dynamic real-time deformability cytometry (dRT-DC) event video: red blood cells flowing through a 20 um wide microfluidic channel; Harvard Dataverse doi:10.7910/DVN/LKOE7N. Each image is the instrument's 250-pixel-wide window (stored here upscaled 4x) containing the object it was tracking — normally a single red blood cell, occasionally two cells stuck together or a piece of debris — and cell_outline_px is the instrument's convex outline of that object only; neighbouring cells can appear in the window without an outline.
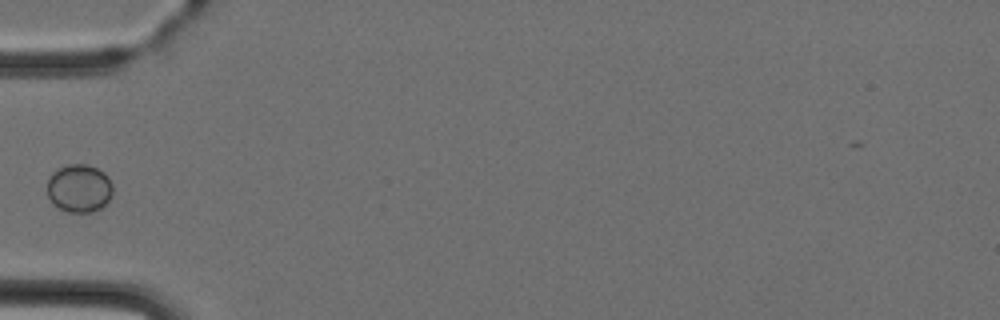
{"species": "Egyptian fruit bat (a non-hibernating species)", "species_latin": "Rousettus aegyptiacus", "temperature_condition": "cold", "stored_images_in_passage": 5, "camera_frame_rate_fps": 3000, "um_per_image_px": 0.085, "animal": {"sex": "female"}, "frame": {"image": 1, "passage_image": 5, "time_ms": 5.333, "image_size_px": [1000, 320], "cell_outline_px": [[112, 196], [100, 208], [92, 212], [68, 212], [60, 208], [48, 196], [48, 176], [52, 172], [68, 164], [88, 164], [104, 172], [108, 176], [112, 184]], "centroid_in_image_um": [6.75, 15.98], "position_along_channel_um": 78.3, "area_um2": 18.26}}